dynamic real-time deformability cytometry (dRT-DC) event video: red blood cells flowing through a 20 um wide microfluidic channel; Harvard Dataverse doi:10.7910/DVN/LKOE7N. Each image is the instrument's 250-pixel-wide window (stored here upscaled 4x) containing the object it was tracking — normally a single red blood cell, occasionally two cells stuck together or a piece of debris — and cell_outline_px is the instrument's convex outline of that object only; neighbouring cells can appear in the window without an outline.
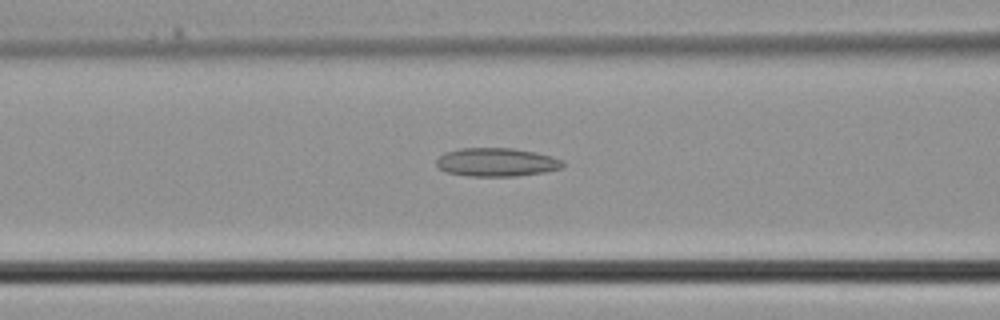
{"species": "common noctule bat (a hibernating species)", "species_latin": "Nyctalus noctula", "temperature_condition": "cold", "stored_images_in_passage": 31, "camera_frame_rate_fps": 3000, "um_per_image_px": 0.085, "animal": {"sex": "male", "body_mass_g": 21.5, "forearm_length_mm": 52.0}, "frame": {"image": 1, "passage_image": 12, "time_ms": 3.667, "image_size_px": [1000, 320], "cell_outline_px": [[564, 168], [544, 172], [516, 176], [468, 176], [448, 172], [440, 168], [436, 164], [436, 160], [444, 152], [460, 148], [512, 148], [536, 152], [552, 156], [564, 160]], "centroid_in_image_um": [42.25, 13.78], "position_along_channel_um": 124.4, "area_um2": 21.1}}
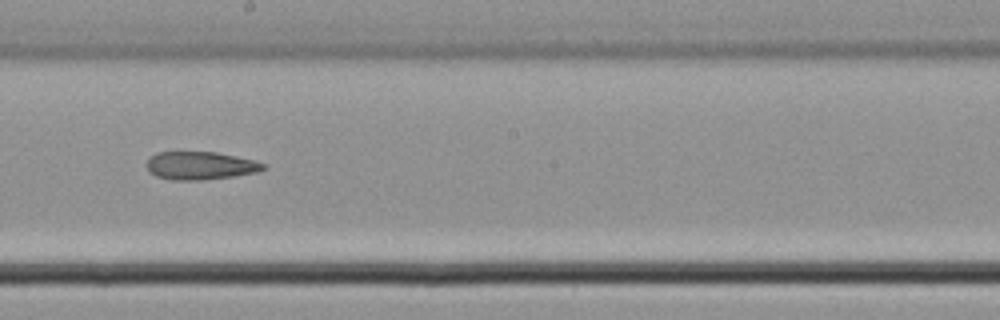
{"frame": {"image": 2, "passage_image": 18, "time_ms": 5.667, "image_size_px": [1000, 320], "cell_outline_px": [[268, 164], [264, 168], [256, 172], [232, 176], [200, 180], [172, 180], [156, 176], [148, 172], [148, 160], [156, 152], [216, 152], [256, 160]], "centroid_in_image_um": [17.04, 14.07], "position_along_channel_um": 231.2, "area_um2": 18.96}}
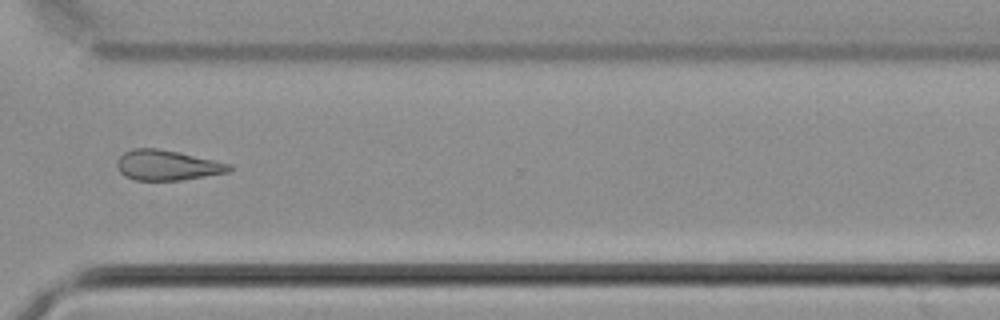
{"frame": {"image": 3, "passage_image": 25, "time_ms": 8.0, "image_size_px": [1000, 320], "cell_outline_px": [[232, 168], [228, 172], [180, 180], [136, 180], [124, 176], [120, 172], [116, 164], [116, 160], [124, 152], [132, 148], [156, 148], [180, 152], [232, 164]], "centroid_in_image_um": [14.18, 14.03], "position_along_channel_um": 356.4, "area_um2": 19.77}}